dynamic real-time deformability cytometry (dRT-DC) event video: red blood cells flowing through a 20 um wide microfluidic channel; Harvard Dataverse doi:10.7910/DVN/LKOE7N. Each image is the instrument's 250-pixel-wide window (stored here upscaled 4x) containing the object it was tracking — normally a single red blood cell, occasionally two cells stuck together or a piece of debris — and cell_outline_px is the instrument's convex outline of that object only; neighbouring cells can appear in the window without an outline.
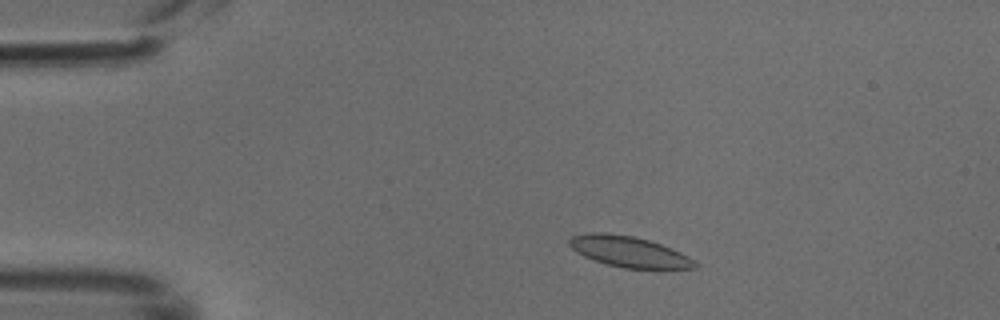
{"species": "common noctule bat (a hibernating species)", "species_latin": "Nyctalus noctula", "temperature_condition": "cold", "stored_images_in_passage": 45, "camera_frame_rate_fps": 3000, "um_per_image_px": 0.085, "animal": {"sex": "male", "body_mass_g": 18.8}, "frame": {"image": 1, "passage_image": 5, "time_ms": 1.333, "image_size_px": [1000, 320], "cell_outline_px": [[700, 264], [696, 268], [624, 268], [604, 264], [584, 256], [576, 252], [568, 244], [568, 240], [572, 236], [588, 232], [608, 232], [632, 236], [648, 240], [672, 248], [696, 260]], "centroid_in_image_um": [53.45, 21.38], "position_along_channel_um": 31.6, "area_um2": 22.66}}
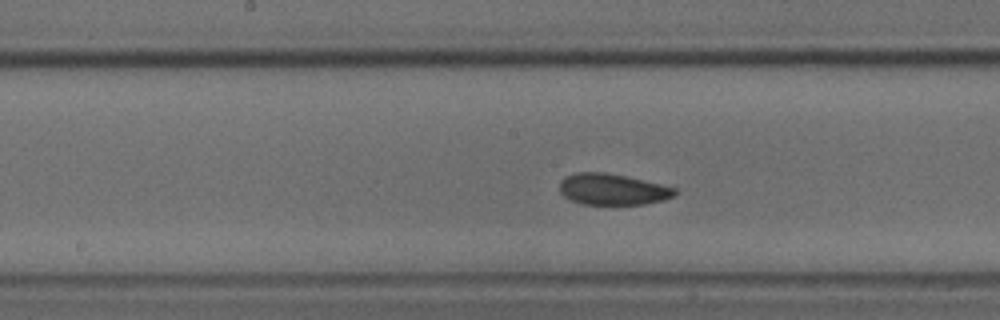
{"frame": {"image": 2, "passage_image": 21, "time_ms": 6.667, "image_size_px": [1000, 320], "cell_outline_px": [[680, 192], [676, 196], [664, 200], [644, 204], [584, 204], [572, 200], [564, 196], [560, 192], [560, 180], [564, 176], [576, 172], [604, 172], [624, 176], [660, 184], [676, 188]], "centroid_in_image_um": [52.08, 16.09], "position_along_channel_um": 196.1, "area_um2": 20.98}}
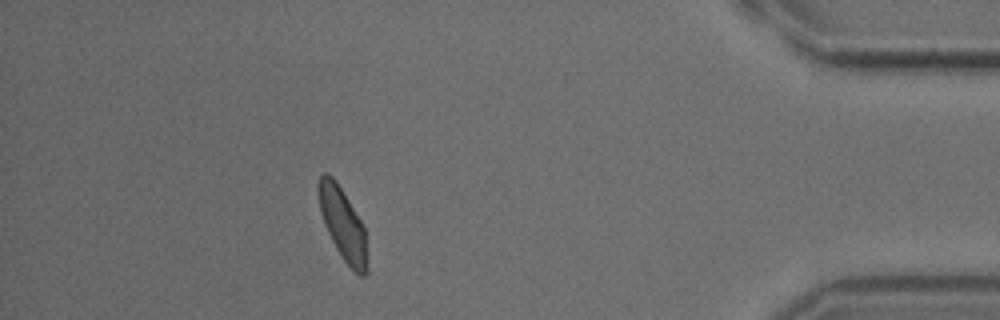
{"frame": {"image": 3, "passage_image": 40, "time_ms": 13.0, "image_size_px": [1000, 320], "cell_outline_px": [[368, 272], [364, 276], [360, 276], [344, 260], [336, 248], [328, 232], [320, 212], [316, 188], [316, 184], [320, 176], [324, 172], [328, 172], [336, 180], [360, 220], [364, 228], [368, 268]], "centroid_in_image_um": [29.11, 19.0], "position_along_channel_um": 406.1, "area_um2": 20.35}}